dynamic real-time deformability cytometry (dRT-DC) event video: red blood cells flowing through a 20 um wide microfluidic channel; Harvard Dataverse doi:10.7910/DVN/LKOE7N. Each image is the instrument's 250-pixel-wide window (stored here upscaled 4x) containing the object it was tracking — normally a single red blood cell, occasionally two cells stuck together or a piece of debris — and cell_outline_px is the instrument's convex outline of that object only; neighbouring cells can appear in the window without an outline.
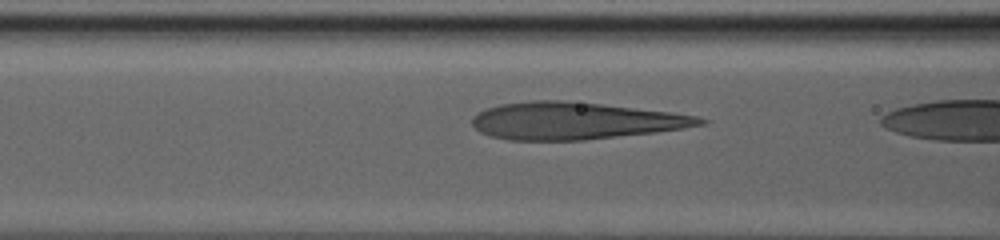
{"species": "human", "species_latin": "Homo sapiens", "temperature_condition": "warm", "stored_images_in_passage": 29, "camera_frame_rate_fps": 3000, "um_per_image_px": 0.085, "donor": {"sex": "male"}, "frame": {"image": 1, "passage_image": 27, "time_ms": 8.667, "image_size_px": [1000, 240], "cell_outline_px": [[708, 120], [704, 124], [684, 128], [652, 132], [584, 140], [508, 140], [492, 136], [480, 132], [472, 124], [472, 116], [488, 108], [500, 104], [532, 100], [560, 100], [600, 104], [668, 112], [696, 116]], "centroid_in_image_um": [48.81, 10.27], "position_along_channel_um": 117.8, "area_um2": 48.67}}